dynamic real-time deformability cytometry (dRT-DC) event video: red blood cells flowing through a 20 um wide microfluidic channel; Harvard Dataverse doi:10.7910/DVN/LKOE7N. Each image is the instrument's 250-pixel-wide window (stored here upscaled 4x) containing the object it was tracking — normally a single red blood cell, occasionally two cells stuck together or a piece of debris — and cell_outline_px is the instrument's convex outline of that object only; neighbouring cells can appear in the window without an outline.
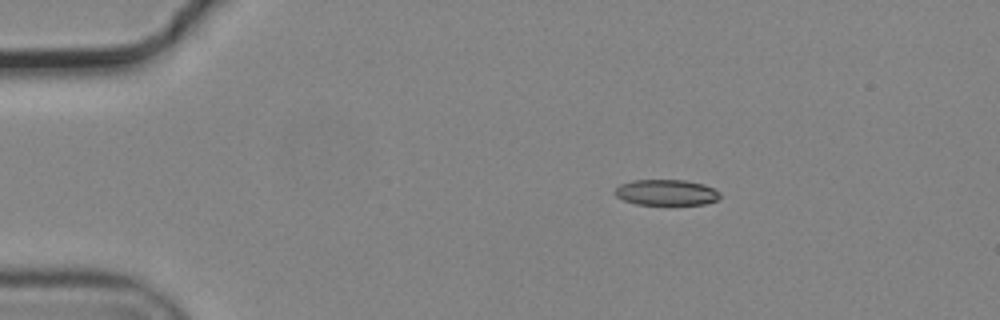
{"species": "common noctule bat (a hibernating species)", "species_latin": "Nyctalus noctula", "temperature_condition": "cold", "stored_images_in_passage": 46, "camera_frame_rate_fps": 3000, "um_per_image_px": 0.085, "animal": {"sex": "male", "body_mass_g": 19.2, "forearm_length_mm": 51.8}, "frame": {"image": 1, "passage_image": 1, "time_ms": 0.0, "image_size_px": [1000, 320], "cell_outline_px": [[720, 196], [716, 200], [704, 204], [668, 208], [636, 204], [624, 200], [616, 196], [612, 192], [620, 184], [632, 180], [684, 180], [704, 184], [720, 192]], "centroid_in_image_um": [56.62, 16.41], "position_along_channel_um": 28.4, "area_um2": 16.7}}
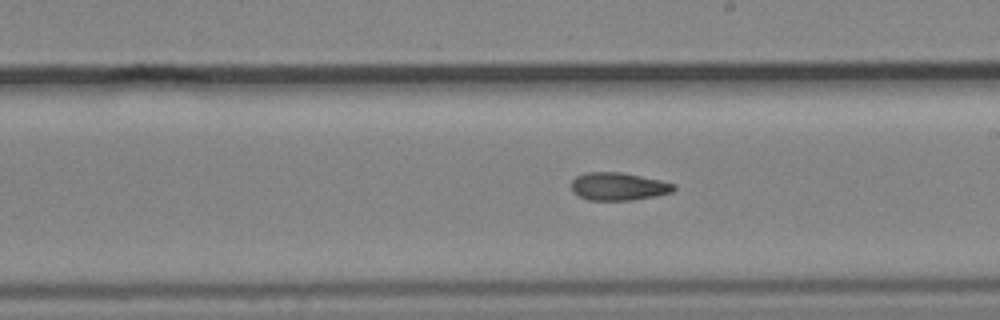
{"frame": {"image": 2, "passage_image": 23, "time_ms": 7.333, "image_size_px": [1000, 320], "cell_outline_px": [[676, 188], [672, 192], [632, 200], [588, 200], [572, 192], [572, 180], [576, 176], [584, 172], [620, 172], [660, 180], [676, 184]], "centroid_in_image_um": [52.54, 15.84], "position_along_channel_um": 236.5, "area_um2": 16.53}}
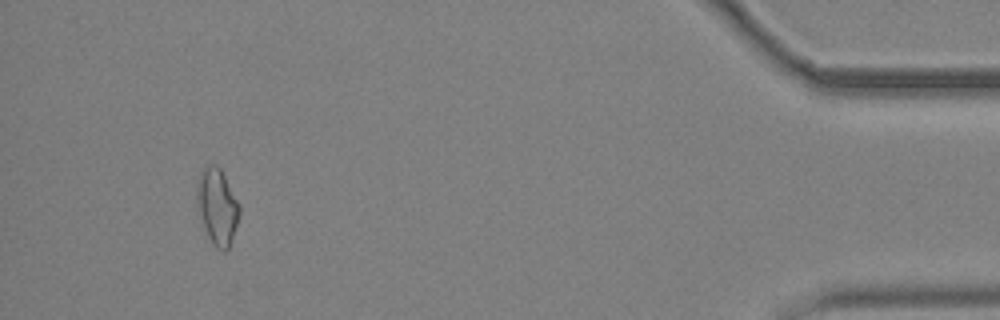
{"frame": {"image": 3, "passage_image": 43, "time_ms": 14.0, "image_size_px": [1000, 320], "cell_outline_px": [[240, 216], [228, 248], [224, 252], [216, 248], [212, 244], [204, 228], [200, 216], [196, 196], [196, 184], [200, 168], [208, 164], [216, 164], [220, 168], [240, 204]], "centroid_in_image_um": [18.45, 17.51], "position_along_channel_um": 416.7, "area_um2": 19.07}, "authors_computed_cell_mechanics": {"area_um2": 16.9643, "velocity_mm_per_s": 3.7359, "shape_relaxation_time_tau1_ms": 10.0593, "shape_relaxation_time_tau2_ms": 7.8572, "deformation_change_tau1": 0.1745, "deformation_change_tau2": 0.1649}}